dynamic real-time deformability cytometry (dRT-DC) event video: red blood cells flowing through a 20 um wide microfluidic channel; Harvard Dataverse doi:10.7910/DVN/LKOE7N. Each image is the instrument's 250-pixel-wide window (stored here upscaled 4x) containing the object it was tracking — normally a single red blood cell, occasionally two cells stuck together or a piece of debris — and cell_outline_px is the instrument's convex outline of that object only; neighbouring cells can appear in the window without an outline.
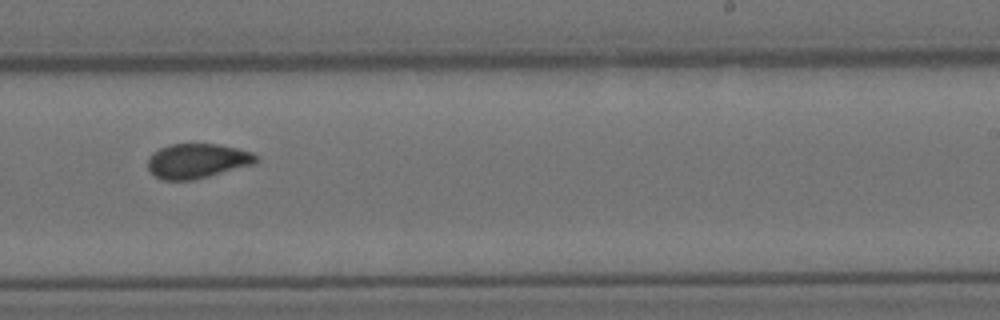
{"species": "Egyptian fruit bat (a non-hibernating species)", "species_latin": "Rousettus aegyptiacus", "temperature_condition": "cold", "stored_images_in_passage": 13, "camera_frame_rate_fps": 3000, "um_per_image_px": 0.085, "animal": {"sex": "female"}, "frame": {"image": 1, "passage_image": 8, "time_ms": 9.667, "image_size_px": [1000, 320], "cell_outline_px": [[256, 160], [252, 164], [208, 176], [192, 180], [160, 180], [148, 168], [148, 156], [152, 152], [168, 144], [216, 144], [236, 148], [252, 152], [256, 156]], "centroid_in_image_um": [16.69, 13.67], "position_along_channel_um": 272.3, "area_um2": 21.62}}
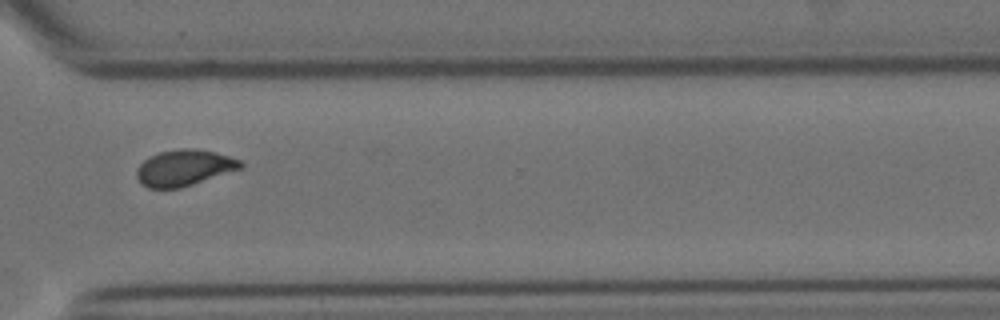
{"frame": {"image": 2, "passage_image": 10, "time_ms": 12.0, "image_size_px": [1000, 320], "cell_outline_px": [[244, 168], [180, 188], [148, 188], [140, 184], [136, 176], [136, 168], [148, 156], [160, 152], [180, 148], [192, 148], [216, 152], [240, 160], [244, 164]], "centroid_in_image_um": [15.65, 14.26], "position_along_channel_um": 355.0, "area_um2": 22.08}, "authors_computed_cell_mechanics": {"area_um2": 21.2126, "velocity_mm_per_s": 3.5494, "shape_relaxation_time_tau1_ms": null, "shape_relaxation_time_tau2_ms": 1.9401, "deformation_change_tau1": null, "deformation_change_tau2": 0.0659}}